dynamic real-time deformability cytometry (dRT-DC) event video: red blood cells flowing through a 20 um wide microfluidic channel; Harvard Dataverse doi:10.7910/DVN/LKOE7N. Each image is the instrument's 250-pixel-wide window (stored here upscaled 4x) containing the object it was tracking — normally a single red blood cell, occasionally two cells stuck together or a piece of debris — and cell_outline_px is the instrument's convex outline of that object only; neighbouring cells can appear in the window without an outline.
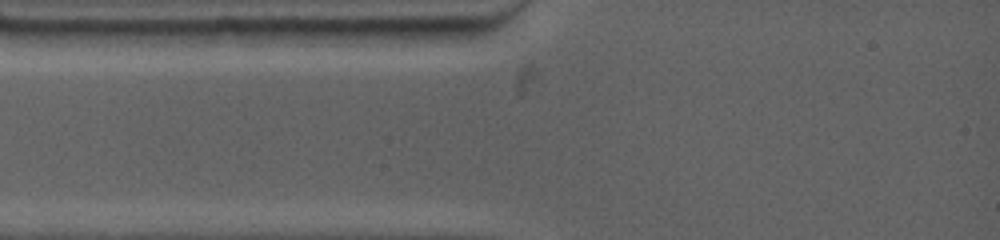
{"species": "common noctule bat (a hibernating species)", "species_latin": "Nyctalus noctula", "temperature_condition": "warm", "stored_images_in_passage": 3, "camera_frame_rate_fps": 4500, "um_per_image_px": 0.085, "animal": {"sex": "female", "body_mass_g": 19.0, "forearm_length_mm": 53.3}, "frame": {"image": 1, "passage_image": 1, "time_ms": 0.0, "image_size_px": [1000, 240], "cell_outline_px": [[500, 20], [492, 28], [460, 44], [416, 48], [400, 44], [396, 40], [388, 28]], "centroid_in_image_um": [37.41, 2.87], "position_along_channel_um": 47.6, "area_um2": 13.41}}